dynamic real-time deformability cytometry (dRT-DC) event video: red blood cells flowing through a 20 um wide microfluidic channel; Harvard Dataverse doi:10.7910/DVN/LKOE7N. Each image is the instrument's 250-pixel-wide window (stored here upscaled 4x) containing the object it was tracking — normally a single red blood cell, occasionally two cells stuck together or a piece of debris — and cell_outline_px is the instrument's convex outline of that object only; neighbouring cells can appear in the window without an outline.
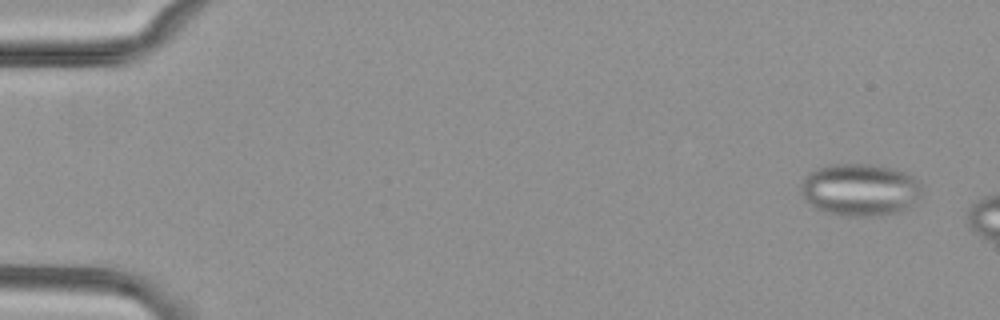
{"species": "common noctule bat (a hibernating species)", "species_latin": "Nyctalus noctula", "temperature_condition": "cold", "stored_images_in_passage": 10, "camera_frame_rate_fps": 3000, "um_per_image_px": 0.085, "animal": {"sex": "female", "body_mass_g": 29.2, "forearm_length_mm": 56.3}, "frame": {"image": 1, "passage_image": 3, "time_ms": 0.667, "image_size_px": [1000, 320], "cell_outline_px": [[924, 184], [920, 200], [912, 208], [900, 212], [876, 216], [840, 216], [816, 208], [804, 200], [800, 192], [800, 184], [804, 176], [808, 172], [816, 168], [828, 164], [872, 164], [892, 168], [904, 172], [912, 176]], "centroid_in_image_um": [73.14, 16.13], "position_along_channel_um": 11.9, "area_um2": 37.97}}